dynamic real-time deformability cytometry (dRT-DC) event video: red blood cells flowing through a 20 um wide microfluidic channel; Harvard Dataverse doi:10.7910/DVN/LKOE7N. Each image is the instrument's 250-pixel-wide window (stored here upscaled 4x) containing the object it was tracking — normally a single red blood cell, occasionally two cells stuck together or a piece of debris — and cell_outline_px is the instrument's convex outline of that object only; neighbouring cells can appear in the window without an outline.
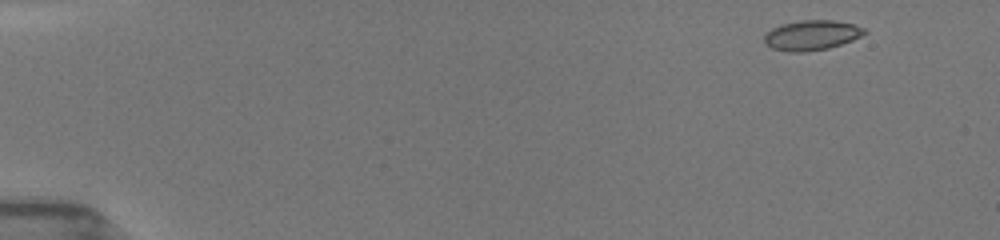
{"species": "common noctule bat (a hibernating species)", "species_latin": "Nyctalus noctula", "temperature_condition": "room temperature", "stored_images_in_passage": 49, "camera_frame_rate_fps": 3000, "um_per_image_px": 0.085, "animal": {"sex": "female", "body_mass_g": 19.5, "forearm_length_mm": 54.1}, "frame": {"image": 1, "passage_image": 1, "time_ms": 0.0, "image_size_px": [1000, 240], "cell_outline_px": [[868, 32], [852, 40], [828, 48], [804, 52], [788, 52], [772, 48], [764, 44], [764, 36], [772, 28], [780, 24], [800, 20], [832, 20], [852, 24], [864, 28]], "centroid_in_image_um": [68.95, 2.99], "position_along_channel_um": 16.0, "area_um2": 17.46}}
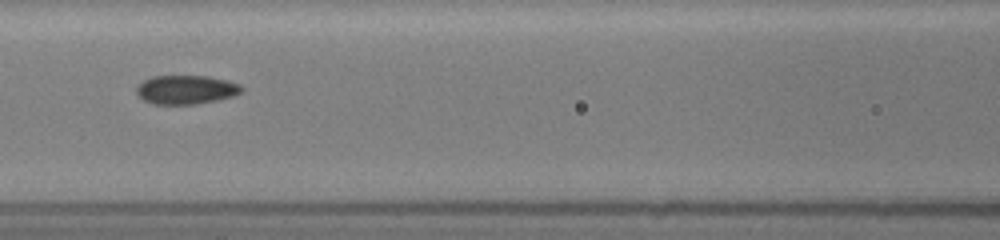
{"frame": {"image": 2, "passage_image": 21, "time_ms": 6.667, "image_size_px": [1000, 240], "cell_outline_px": [[244, 88], [240, 92], [232, 96], [216, 100], [196, 104], [152, 104], [144, 100], [136, 92], [136, 88], [144, 80], [152, 76], [208, 76], [228, 80], [240, 84]], "centroid_in_image_um": [15.82, 7.61], "position_along_channel_um": 150.8, "area_um2": 17.63}}
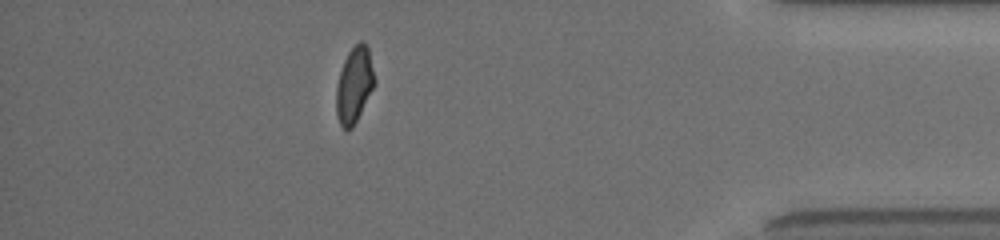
{"frame": {"image": 3, "passage_image": 43, "time_ms": 14.0, "image_size_px": [1000, 240], "cell_outline_px": [[376, 80], [352, 128], [344, 128], [340, 124], [336, 116], [336, 88], [340, 72], [344, 60], [348, 52], [360, 40], [368, 48]], "centroid_in_image_um": [30.09, 7.2], "position_along_channel_um": 405.1, "area_um2": 16.47}, "authors_computed_cell_mechanics": {"area_um2": 17.5134, "velocity_mm_per_s": 3.9731, "shape_relaxation_time_tau1_ms": 8.1254, "shape_relaxation_time_tau2_ms": 1.4639, "deformation_change_tau1": 0.1816, "deformation_change_tau2": 0.0572}}